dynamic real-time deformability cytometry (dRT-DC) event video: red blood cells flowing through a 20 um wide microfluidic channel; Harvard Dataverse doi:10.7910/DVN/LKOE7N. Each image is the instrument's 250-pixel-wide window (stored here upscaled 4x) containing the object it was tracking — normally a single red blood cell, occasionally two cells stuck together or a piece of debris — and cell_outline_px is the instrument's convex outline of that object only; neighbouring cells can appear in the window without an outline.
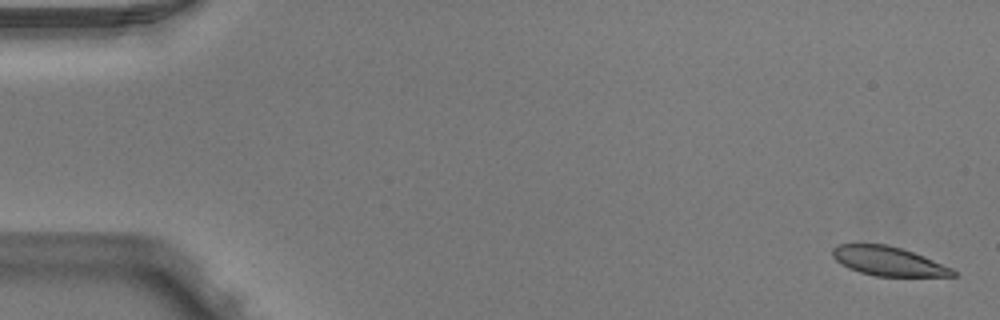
{"species": "Egyptian fruit bat (a non-hibernating species)", "species_latin": "Rousettus aegyptiacus", "temperature_condition": "warm", "stored_images_in_passage": 8, "camera_frame_rate_fps": 3000, "um_per_image_px": 0.085, "animal": {"sex": "male"}, "frame": {"image": 1, "passage_image": 1, "time_ms": 0.0, "image_size_px": [1000, 320], "cell_outline_px": [[956, 276], [876, 276], [860, 272], [848, 268], [840, 264], [832, 256], [832, 248], [840, 244], [888, 244], [924, 256], [952, 268], [956, 272]], "centroid_in_image_um": [75.48, 22.2], "position_along_channel_um": 9.5, "area_um2": 20.35}}
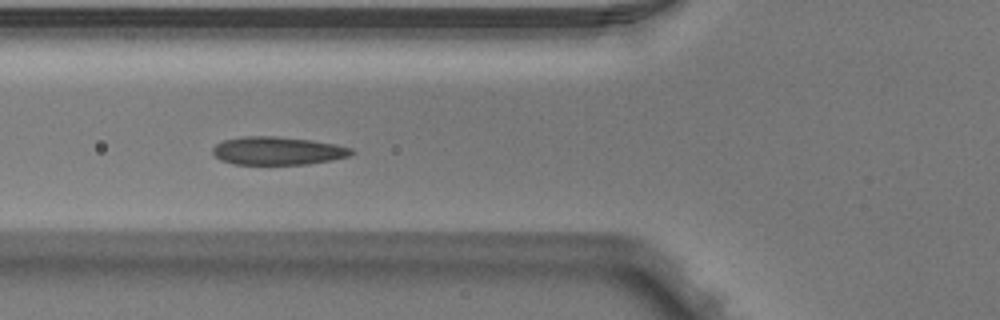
{"frame": {"image": 2, "passage_image": 6, "time_ms": 1.667, "image_size_px": [1000, 320], "cell_outline_px": [[356, 152], [348, 156], [332, 160], [308, 164], [232, 164], [220, 160], [212, 152], [212, 148], [216, 144], [224, 140], [244, 136], [276, 136], [312, 140], [336, 144], [352, 148]], "centroid_in_image_um": [23.61, 12.81], "position_along_channel_um": 102.2, "area_um2": 22.83}}
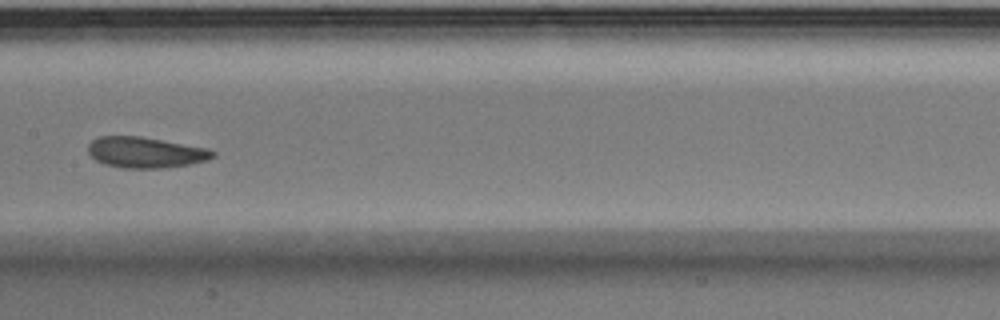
{"frame": {"image": 3, "passage_image": 8, "time_ms": 2.333, "image_size_px": [1000, 320], "cell_outline_px": [[216, 156], [208, 160], [188, 164], [164, 168], [124, 168], [104, 164], [96, 160], [88, 152], [88, 144], [92, 140], [100, 136], [140, 136], [208, 148], [216, 152]], "centroid_in_image_um": [12.38, 12.95], "position_along_channel_um": 195.0, "area_um2": 22.43}}